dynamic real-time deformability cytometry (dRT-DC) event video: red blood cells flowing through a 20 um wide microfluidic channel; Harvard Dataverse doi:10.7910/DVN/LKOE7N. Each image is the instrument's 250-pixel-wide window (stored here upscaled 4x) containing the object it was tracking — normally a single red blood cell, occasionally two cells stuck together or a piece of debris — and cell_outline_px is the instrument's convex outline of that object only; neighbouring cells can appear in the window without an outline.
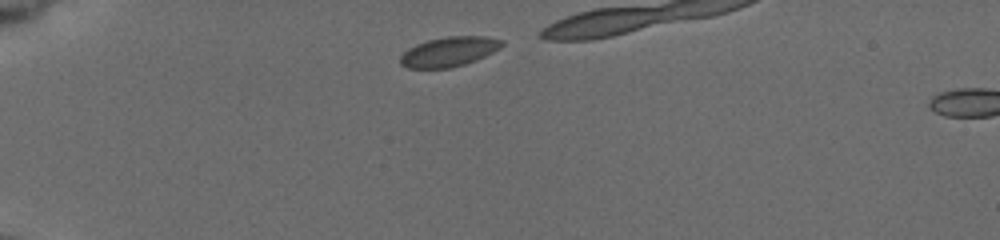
{"species": "common noctule bat (a hibernating species)", "species_latin": "Nyctalus noctula", "temperature_condition": "cold", "stored_images_in_passage": 2, "camera_frame_rate_fps": 3000, "um_per_image_px": 0.085, "animal": {"sex": "female", "body_mass_g": 19.5, "forearm_length_mm": 54.1}, "frame": {"image": 1, "passage_image": 1, "time_ms": 0.0, "image_size_px": [1000, 240], "cell_outline_px": [[504, 44], [500, 48], [476, 60], [464, 64], [448, 68], [408, 68], [400, 64], [400, 56], [408, 48], [416, 44], [428, 40], [448, 36], [484, 36], [504, 40]], "centroid_in_image_um": [38.16, 4.39], "position_along_channel_um": 46.8, "area_um2": 17.51}}